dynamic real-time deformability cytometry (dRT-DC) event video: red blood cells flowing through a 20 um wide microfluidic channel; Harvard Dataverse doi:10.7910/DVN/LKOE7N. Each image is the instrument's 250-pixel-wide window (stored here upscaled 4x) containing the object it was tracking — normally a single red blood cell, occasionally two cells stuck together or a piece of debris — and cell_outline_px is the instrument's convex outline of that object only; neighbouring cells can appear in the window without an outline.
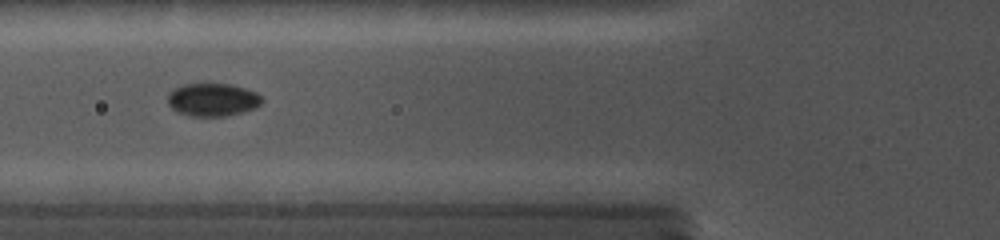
{"species": "common noctule bat (a hibernating species)", "species_latin": "Nyctalus noctula", "temperature_condition": "cold", "stored_images_in_passage": 14, "camera_frame_rate_fps": 5000, "um_per_image_px": 0.085, "animal": {"sex": "female", "body_mass_g": 19.0, "forearm_length_mm": 56.7}, "frame": {"image": 1, "passage_image": 8, "time_ms": 5.6, "image_size_px": [1000, 240], "cell_outline_px": [[260, 104], [256, 108], [244, 112], [224, 116], [188, 116], [176, 112], [168, 104], [168, 96], [176, 88], [184, 84], [232, 84], [256, 92], [260, 96]], "centroid_in_image_um": [18.07, 8.49], "position_along_channel_um": 107.7, "area_um2": 17.98}}